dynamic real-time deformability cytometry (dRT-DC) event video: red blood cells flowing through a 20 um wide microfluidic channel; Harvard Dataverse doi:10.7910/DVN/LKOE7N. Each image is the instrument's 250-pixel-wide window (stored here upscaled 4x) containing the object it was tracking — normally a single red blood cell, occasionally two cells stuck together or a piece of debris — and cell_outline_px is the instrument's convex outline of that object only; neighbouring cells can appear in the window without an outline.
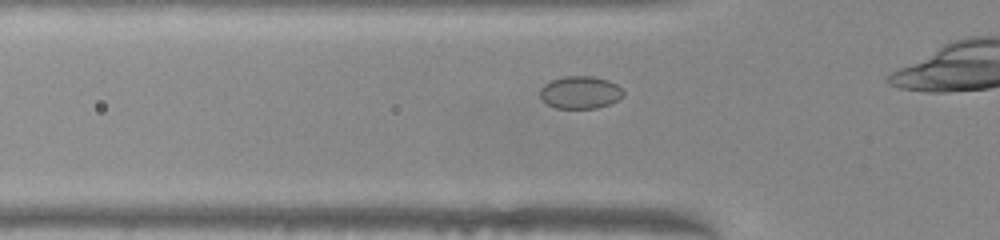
{"species": "common noctule bat (a hibernating species)", "species_latin": "Nyctalus noctula", "temperature_condition": "warm", "stored_images_in_passage": 31, "camera_frame_rate_fps": 3000, "um_per_image_px": 0.085, "animal": {"sex": "female", "body_mass_g": 22.0, "forearm_length_mm": 56.7}, "frame": {"image": 1, "passage_image": 7, "time_ms": 2.0, "image_size_px": [1000, 240], "cell_outline_px": [[624, 96], [608, 104], [596, 108], [556, 108], [548, 104], [540, 96], [540, 88], [544, 84], [552, 80], [564, 76], [592, 76], [608, 80], [616, 84], [624, 92]], "centroid_in_image_um": [49.31, 7.84], "position_along_channel_um": 76.5, "area_um2": 15.66}}
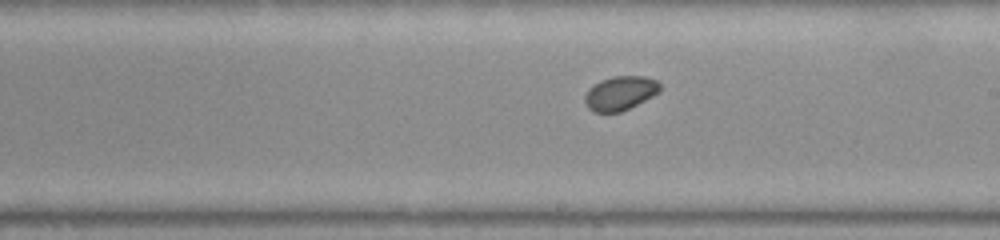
{"frame": {"image": 2, "passage_image": 19, "time_ms": 6.0, "image_size_px": [1000, 240], "cell_outline_px": [[660, 92], [620, 112], [592, 112], [588, 108], [584, 100], [584, 96], [588, 88], [600, 80], [612, 76], [644, 76], [656, 80], [660, 84]], "centroid_in_image_um": [52.68, 7.91], "position_along_channel_um": 236.3, "area_um2": 14.91}}
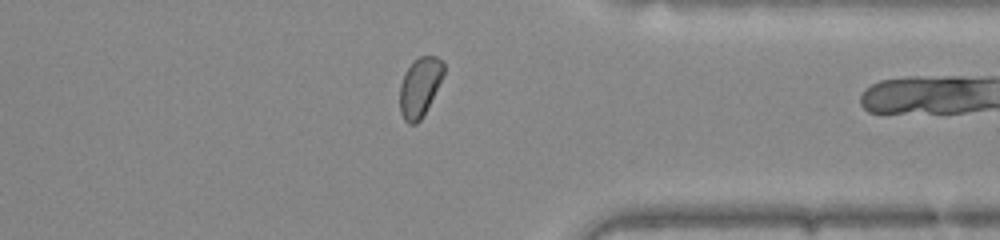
{"frame": {"image": 3, "passage_image": 30, "time_ms": 9.667, "image_size_px": [1000, 240], "cell_outline_px": [[444, 76], [420, 120], [416, 124], [408, 124], [404, 120], [400, 112], [400, 84], [412, 60], [420, 56], [436, 56], [444, 60]], "centroid_in_image_um": [35.69, 7.37], "position_along_channel_um": 375.7, "area_um2": 15.14}}